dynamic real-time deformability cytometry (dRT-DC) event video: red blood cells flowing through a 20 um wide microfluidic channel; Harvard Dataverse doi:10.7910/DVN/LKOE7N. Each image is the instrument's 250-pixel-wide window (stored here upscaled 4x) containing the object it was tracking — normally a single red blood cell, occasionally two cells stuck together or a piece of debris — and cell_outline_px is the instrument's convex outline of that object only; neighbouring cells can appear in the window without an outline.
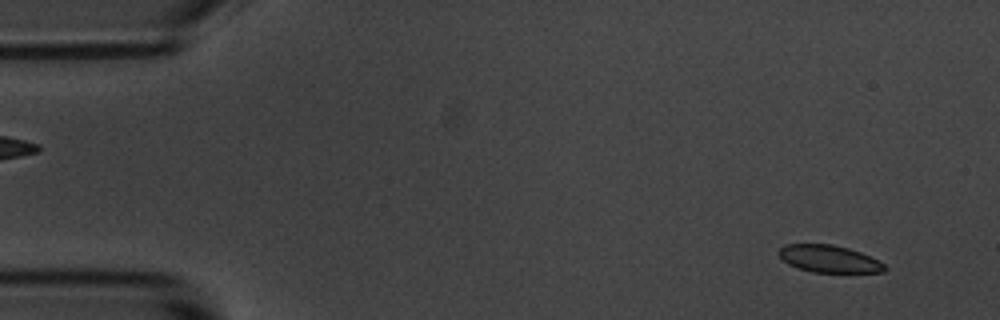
{"species": "common noctule bat (a hibernating species)", "species_latin": "Nyctalus noctula", "temperature_condition": "room temperature", "stored_images_in_passage": 58, "camera_frame_rate_fps": 3000, "um_per_image_px": 0.085, "animal": {"sex": "male", "body_mass_g": 20.1, "forearm_length_mm": 53.5}, "frame": {"image": 1, "passage_image": 5, "time_ms": 1.333, "image_size_px": [1000, 320], "cell_outline_px": [[888, 268], [884, 272], [812, 272], [788, 264], [776, 252], [784, 244], [832, 244], [848, 248], [860, 252], [884, 264]], "centroid_in_image_um": [70.44, 21.99], "position_along_channel_um": 14.6, "area_um2": 16.65}}
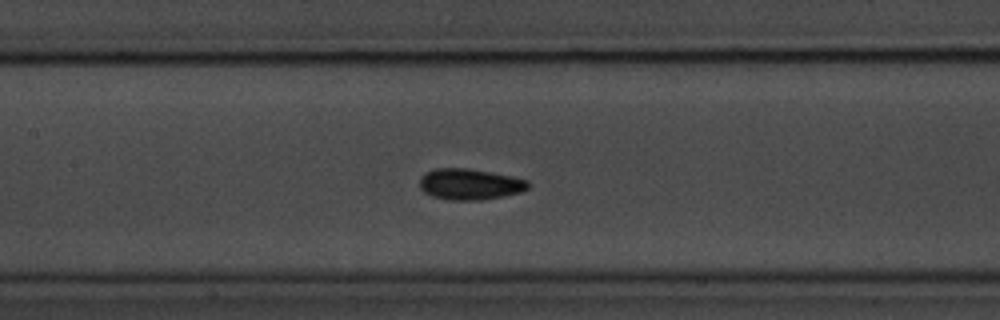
{"frame": {"image": 2, "passage_image": 27, "time_ms": 8.667, "image_size_px": [1000, 320], "cell_outline_px": [[528, 188], [520, 192], [504, 196], [480, 200], [452, 200], [432, 196], [424, 192], [420, 188], [420, 176], [424, 172], [432, 168], [468, 168], [512, 176], [528, 180]], "centroid_in_image_um": [39.9, 15.65], "position_along_channel_um": 167.5, "area_um2": 19.71}}
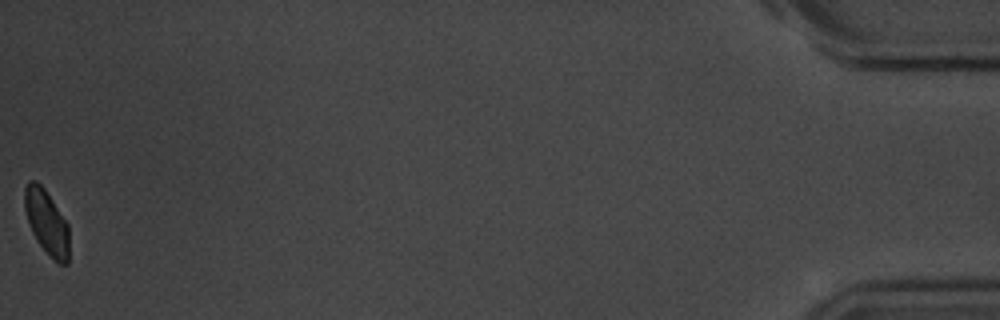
{"frame": {"image": 3, "passage_image": 58, "time_ms": 19.0, "image_size_px": [1000, 320], "cell_outline_px": [[68, 264], [60, 264], [52, 260], [36, 240], [32, 232], [24, 208], [24, 188], [28, 180], [36, 180], [44, 188], [68, 224]], "centroid_in_image_um": [3.95, 18.89], "position_along_channel_um": 431.3, "area_um2": 16.76}, "authors_computed_cell_mechanics": {"area_um2": 18.3515, "velocity_mm_per_s": 3.5039, "shape_relaxation_time_tau1_ms": null, "shape_relaxation_time_tau2_ms": 2.3883, "deformation_change_tau1": null, "deformation_change_tau2": 0.0655}}